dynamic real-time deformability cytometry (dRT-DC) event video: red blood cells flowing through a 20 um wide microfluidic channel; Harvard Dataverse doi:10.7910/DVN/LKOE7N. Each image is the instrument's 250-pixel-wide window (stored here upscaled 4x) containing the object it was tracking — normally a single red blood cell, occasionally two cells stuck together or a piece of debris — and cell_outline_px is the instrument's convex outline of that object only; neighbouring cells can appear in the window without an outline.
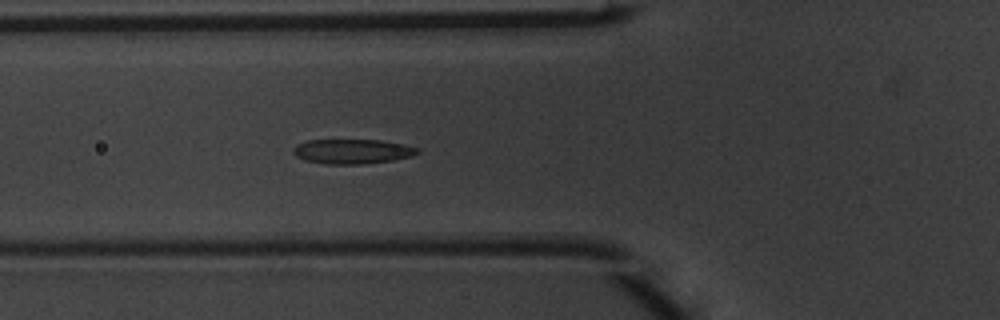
{"species": "common noctule bat (a hibernating species)", "species_latin": "Nyctalus noctula", "temperature_condition": "warm", "stored_images_in_passage": 5, "camera_frame_rate_fps": 3000, "um_per_image_px": 0.085, "animal": {"sex": "male", "body_mass_g": 20.1, "forearm_length_mm": 53.5}, "frame": {"image": 1, "passage_image": 5, "time_ms": 1.333, "image_size_px": [1000, 320], "cell_outline_px": [[420, 152], [412, 156], [392, 160], [364, 164], [324, 164], [304, 160], [296, 156], [292, 152], [292, 148], [296, 144], [308, 140], [380, 140], [404, 144], [420, 148]], "centroid_in_image_um": [29.94, 12.87], "position_along_channel_um": 95.9, "area_um2": 18.03}}